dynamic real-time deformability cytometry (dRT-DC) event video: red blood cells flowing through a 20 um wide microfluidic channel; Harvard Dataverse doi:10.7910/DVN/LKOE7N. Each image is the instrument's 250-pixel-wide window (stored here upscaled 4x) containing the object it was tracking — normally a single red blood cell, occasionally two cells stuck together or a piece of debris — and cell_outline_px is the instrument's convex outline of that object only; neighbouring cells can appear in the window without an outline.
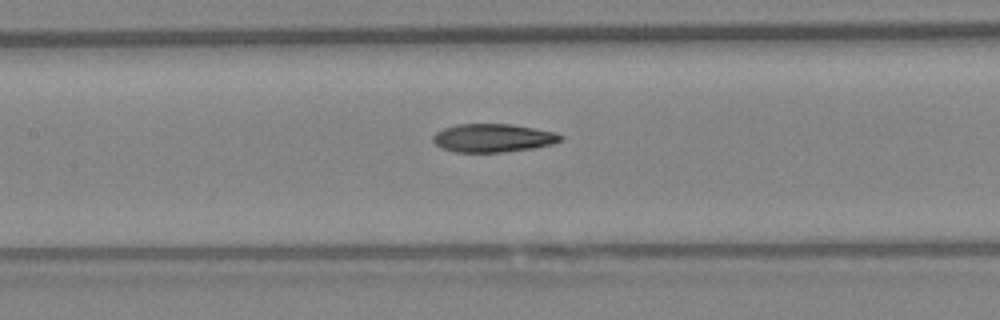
{"species": "Egyptian fruit bat (a non-hibernating species)", "species_latin": "Rousettus aegyptiacus", "temperature_condition": "warm", "stored_images_in_passage": 5, "segment_of_instrument_passage": [2, 2], "camera_frame_rate_fps": 3000, "um_per_image_px": 0.085, "animal": {"sex": "female"}, "frame": {"image": 1, "passage_image": 5, "time_ms": 1.333, "image_size_px": [1000, 320], "cell_outline_px": [[564, 136], [560, 140], [552, 144], [532, 148], [504, 152], [456, 152], [440, 148], [432, 140], [432, 136], [436, 132], [444, 128], [456, 124], [512, 124], [536, 128], [556, 132]], "centroid_in_image_um": [41.89, 11.72], "position_along_channel_um": 165.5, "area_um2": 21.15}}